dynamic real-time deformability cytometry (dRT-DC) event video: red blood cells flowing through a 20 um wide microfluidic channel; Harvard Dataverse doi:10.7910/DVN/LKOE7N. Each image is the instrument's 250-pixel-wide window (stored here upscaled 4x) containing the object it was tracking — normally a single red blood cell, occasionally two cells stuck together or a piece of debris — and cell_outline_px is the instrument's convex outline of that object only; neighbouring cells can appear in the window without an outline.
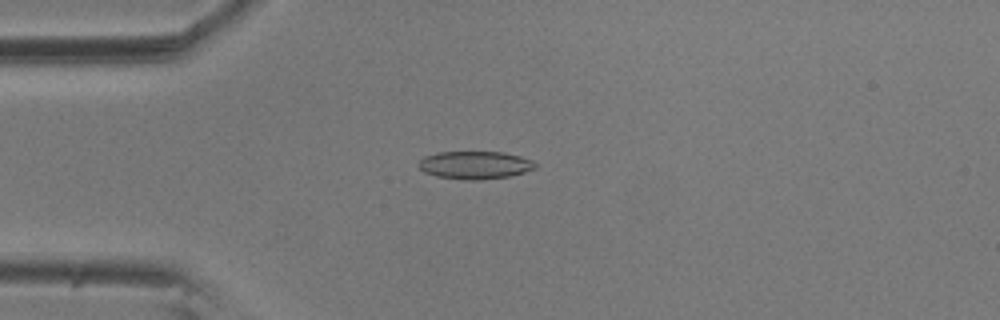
{"species": "common noctule bat (a hibernating species)", "species_latin": "Nyctalus noctula", "temperature_condition": "room temperature", "stored_images_in_passage": 6, "camera_frame_rate_fps": 3000, "um_per_image_px": 0.085, "animal": {"sex": "male", "body_mass_g": 20.5, "forearm_length_mm": 52.5}, "frame": {"image": 1, "passage_image": 3, "time_ms": 0.667, "image_size_px": [1000, 320], "cell_outline_px": [[536, 168], [524, 172], [508, 176], [480, 180], [464, 180], [436, 176], [424, 172], [416, 164], [424, 156], [436, 152], [504, 152], [520, 156], [532, 160], [536, 164]], "centroid_in_image_um": [40.34, 14.03], "position_along_channel_um": 44.7, "area_um2": 19.02}}
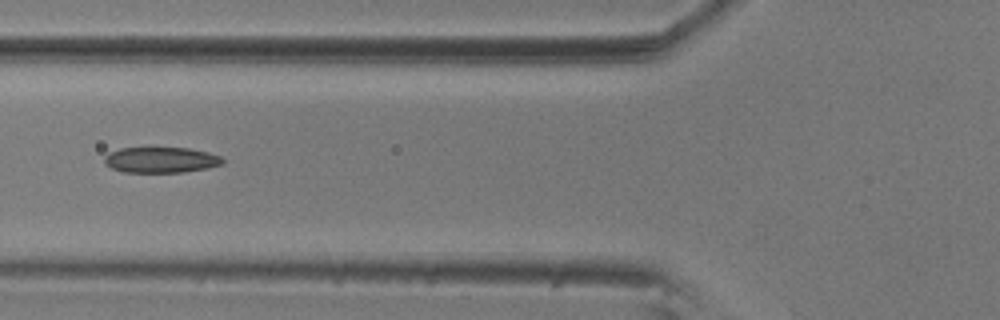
{"frame": {"image": 2, "passage_image": 5, "time_ms": 1.333, "image_size_px": [1000, 320], "cell_outline_px": [[224, 164], [208, 168], [184, 172], [120, 172], [104, 164], [104, 156], [108, 152], [120, 148], [188, 148], [208, 152], [220, 156], [224, 160]], "centroid_in_image_um": [13.66, 13.59], "position_along_channel_um": 112.1, "area_um2": 17.86}}
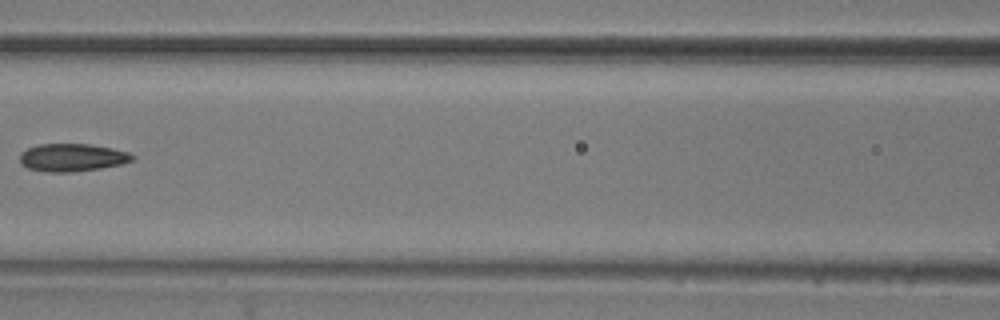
{"frame": {"image": 3, "passage_image": 6, "time_ms": 1.667, "image_size_px": [1000, 320], "cell_outline_px": [[136, 156], [132, 160], [120, 164], [100, 168], [72, 172], [44, 172], [28, 168], [20, 164], [20, 152], [28, 148], [40, 144], [88, 144], [112, 148], [128, 152]], "centroid_in_image_um": [6.1, 13.39], "position_along_channel_um": 160.5, "area_um2": 18.21}}